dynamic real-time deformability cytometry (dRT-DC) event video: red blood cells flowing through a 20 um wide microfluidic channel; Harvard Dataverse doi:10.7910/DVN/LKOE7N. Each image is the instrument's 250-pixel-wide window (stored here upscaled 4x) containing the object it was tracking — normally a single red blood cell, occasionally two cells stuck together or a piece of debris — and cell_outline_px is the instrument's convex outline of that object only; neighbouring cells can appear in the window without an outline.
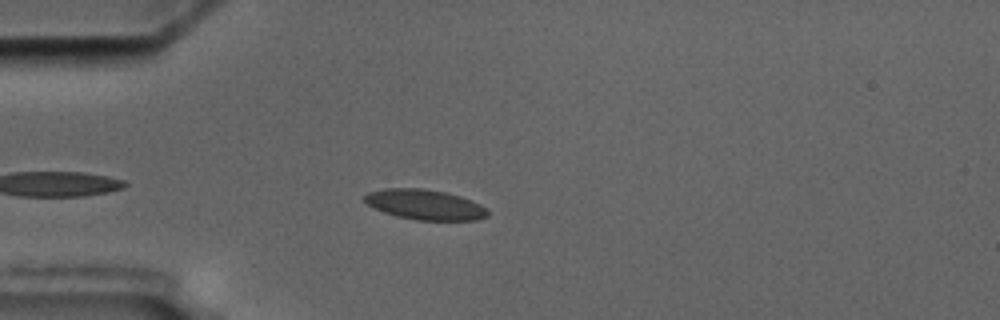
{"species": "common noctule bat (a hibernating species)", "species_latin": "Nyctalus noctula", "temperature_condition": "cold", "stored_images_in_passage": 5, "camera_frame_rate_fps": 3000, "um_per_image_px": 0.085, "animal": {"sex": "male", "body_mass_g": 17.5, "forearm_length_mm": 52.3}, "frame": {"image": 1, "passage_image": 4, "time_ms": 3.333, "image_size_px": [1000, 320], "cell_outline_px": [[488, 216], [476, 220], [416, 220], [396, 216], [384, 212], [368, 204], [364, 200], [364, 196], [368, 192], [384, 188], [420, 188], [444, 192], [460, 196], [472, 200], [480, 204], [488, 212]], "centroid_in_image_um": [36.11, 17.39], "position_along_channel_um": 48.9, "area_um2": 21.5}}